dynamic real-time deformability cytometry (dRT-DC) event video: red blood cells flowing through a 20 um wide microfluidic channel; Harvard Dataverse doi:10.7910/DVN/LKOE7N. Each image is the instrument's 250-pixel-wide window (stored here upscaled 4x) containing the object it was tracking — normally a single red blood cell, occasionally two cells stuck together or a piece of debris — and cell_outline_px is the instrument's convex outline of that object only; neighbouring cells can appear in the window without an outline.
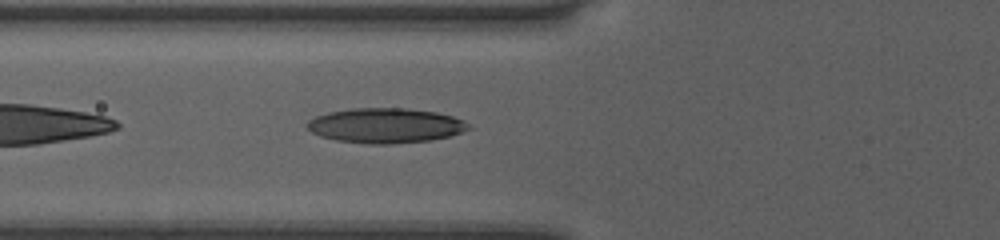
{"species": "human", "species_latin": "Homo sapiens", "temperature_condition": "room temperature", "stored_images_in_passage": 32, "camera_frame_rate_fps": 3000, "um_per_image_px": 0.085, "donor": {"sex": "female"}, "frame": {"image": 1, "passage_image": 3, "time_ms": 0.667, "image_size_px": [1000, 240], "cell_outline_px": [[472, 128], [464, 132], [452, 136], [432, 140], [392, 144], [368, 144], [336, 140], [320, 136], [312, 132], [304, 124], [308, 120], [316, 116], [328, 112], [352, 108], [404, 108], [436, 112], [452, 116], [464, 120]], "centroid_in_image_um": [32.78, 10.68], "position_along_channel_um": 93.0, "area_um2": 33.12}}
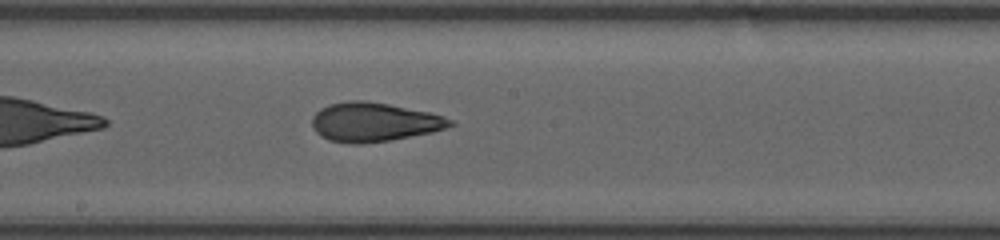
{"frame": {"image": 2, "passage_image": 12, "time_ms": 3.667, "image_size_px": [1000, 240], "cell_outline_px": [[456, 124], [432, 132], [388, 140], [360, 144], [352, 144], [328, 140], [320, 136], [312, 128], [312, 116], [320, 108], [328, 104], [348, 100], [364, 100], [388, 104], [428, 112], [444, 116], [452, 120]], "centroid_in_image_um": [31.74, 10.37], "position_along_channel_um": 216.5, "area_um2": 31.39}}
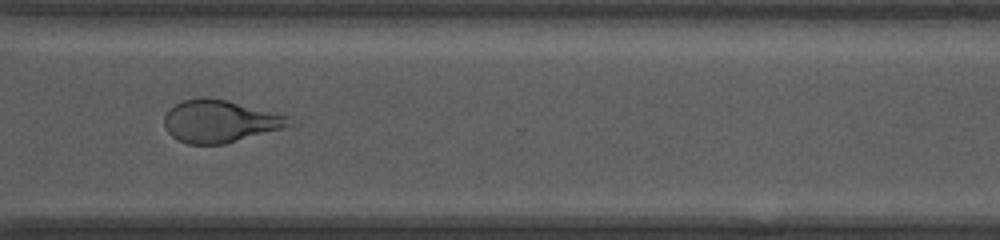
{"frame": {"image": 3, "passage_image": 22, "time_ms": 7.0, "image_size_px": [1000, 240], "cell_outline_px": [[296, 124], [284, 128], [224, 144], [188, 144], [172, 136], [168, 132], [164, 124], [164, 116], [168, 108], [184, 100], [200, 96], [204, 96], [228, 100], [292, 116]], "centroid_in_image_um": [18.74, 10.28], "position_along_channel_um": 351.9, "area_um2": 31.33}}